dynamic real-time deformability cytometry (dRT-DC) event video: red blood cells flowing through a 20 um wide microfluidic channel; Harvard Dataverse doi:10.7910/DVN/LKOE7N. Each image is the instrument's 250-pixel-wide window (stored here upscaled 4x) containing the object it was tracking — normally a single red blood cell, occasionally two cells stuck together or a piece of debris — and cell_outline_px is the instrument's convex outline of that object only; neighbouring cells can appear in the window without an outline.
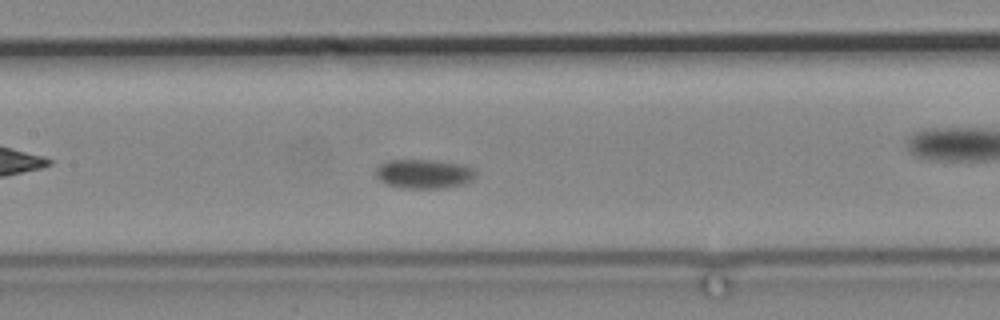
{"species": "common noctule bat (a hibernating species)", "species_latin": "Nyctalus noctula", "temperature_condition": "cold", "stored_images_in_passage": 46, "camera_frame_rate_fps": 3000, "um_per_image_px": 0.085, "animal": {"sex": "male", "body_mass_g": 19.2, "forearm_length_mm": 51.8}, "frame": {"image": 1, "passage_image": 10, "time_ms": 3.0, "image_size_px": [1000, 320], "cell_outline_px": [[476, 176], [472, 180], [464, 184], [444, 188], [404, 188], [388, 184], [380, 180], [376, 176], [376, 168], [380, 164], [388, 160], [432, 160], [464, 164], [472, 168], [476, 172]], "centroid_in_image_um": [36.06, 14.77], "position_along_channel_um": 171.3, "area_um2": 17.05}}
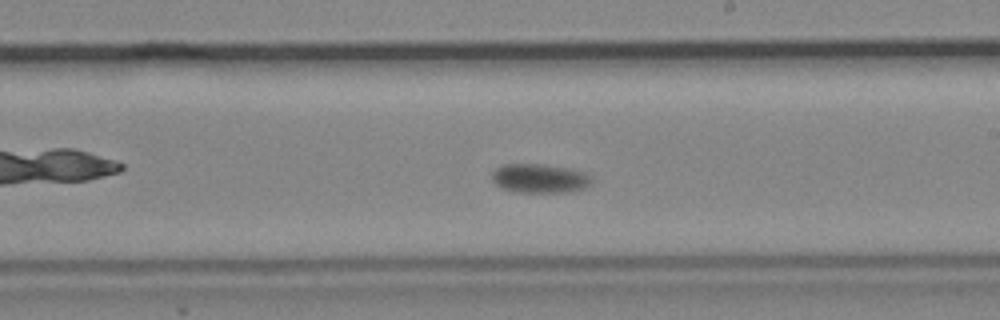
{"frame": {"image": 2, "passage_image": 17, "time_ms": 5.333, "image_size_px": [1000, 320], "cell_outline_px": [[592, 180], [584, 188], [564, 192], [512, 192], [500, 188], [492, 180], [492, 172], [496, 168], [504, 164], [540, 164], [572, 168], [588, 172], [592, 176]], "centroid_in_image_um": [45.87, 15.15], "position_along_channel_um": 243.1, "area_um2": 17.11}}
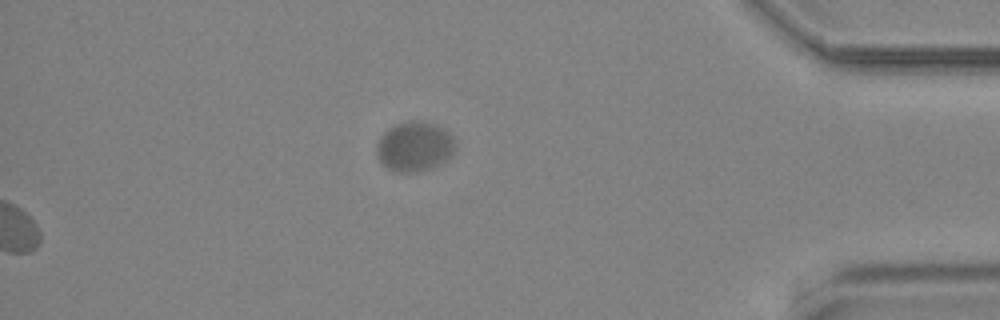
{"frame": {"image": 3, "passage_image": 46, "time_ms": 15.0, "image_size_px": [1000, 320], "cell_outline_px": [[456, 144], [448, 160], [432, 168], [412, 172], [396, 172], [388, 168], [376, 156], [376, 144], [380, 136], [388, 128], [396, 124], [408, 120], [420, 120], [436, 124], [444, 128], [456, 140]], "centroid_in_image_um": [35.24, 12.43], "position_along_channel_um": 400.0, "area_um2": 23.12}}